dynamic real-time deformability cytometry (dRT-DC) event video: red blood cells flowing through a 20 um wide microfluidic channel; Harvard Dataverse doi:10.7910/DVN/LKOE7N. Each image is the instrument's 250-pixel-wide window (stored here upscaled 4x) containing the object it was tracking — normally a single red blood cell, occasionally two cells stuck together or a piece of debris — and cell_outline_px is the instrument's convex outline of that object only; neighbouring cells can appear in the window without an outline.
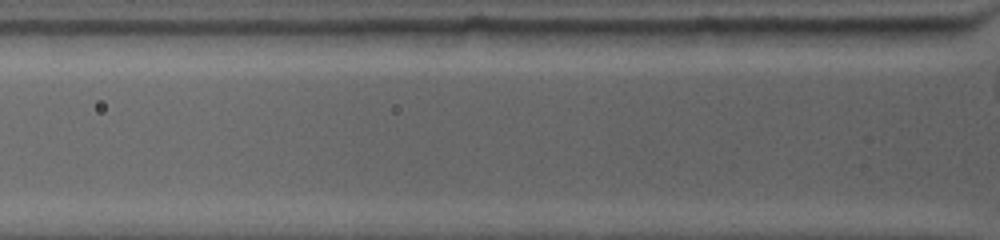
{"species": "common noctule bat (a hibernating species)", "species_latin": "Nyctalus noctula", "temperature_condition": "warm", "stored_images_in_passage": 3, "segment_of_instrument_passage": [2, 2], "camera_frame_rate_fps": 4500, "um_per_image_px": 0.085, "animal": {"sex": "female", "body_mass_g": 19.0, "forearm_length_mm": 53.3}, "frame": {"image": 1, "passage_image": 3, "time_ms": 1.778, "image_size_px": [1000, 240], "cell_outline_px": [[952, 28], [920, 44], [844, 44], [804, 32], [796, 28]], "centroid_in_image_um": [74.5, 2.98], "position_along_channel_um": 51.3, "area_um2": 13.64}}